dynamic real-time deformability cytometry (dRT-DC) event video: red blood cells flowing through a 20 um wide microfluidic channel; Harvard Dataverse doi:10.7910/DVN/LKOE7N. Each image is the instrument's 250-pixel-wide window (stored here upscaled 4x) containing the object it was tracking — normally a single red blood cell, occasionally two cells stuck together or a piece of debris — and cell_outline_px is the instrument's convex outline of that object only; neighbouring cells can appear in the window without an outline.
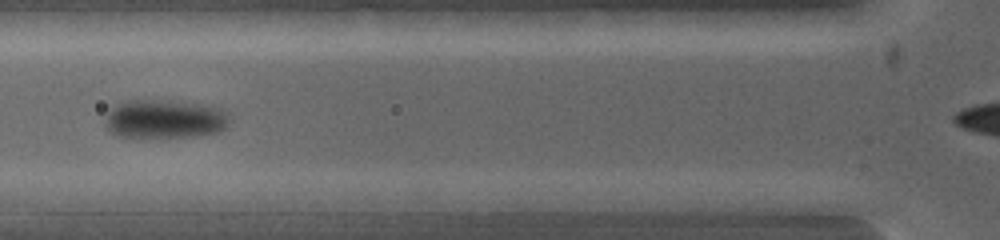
{"species": "common noctule bat (a hibernating species)", "species_latin": "Nyctalus noctula", "temperature_condition": "warm", "stored_images_in_passage": 4, "segment_of_instrument_passage": [2, 2], "camera_frame_rate_fps": 5000, "um_per_image_px": 0.085, "animal": {"sex": "female", "body_mass_g": 19.0, "forearm_length_mm": 53.3}, "frame": {"image": 1, "passage_image": 4, "time_ms": 1.0, "image_size_px": [1000, 240], "cell_outline_px": [[604, 200], [576, 212], [500, 212], [492, 200], [560, 192], [584, 192]], "centroid_in_image_um": [46.57, 17.24], "position_along_channel_um": 79.2, "area_um2": 12.08}}